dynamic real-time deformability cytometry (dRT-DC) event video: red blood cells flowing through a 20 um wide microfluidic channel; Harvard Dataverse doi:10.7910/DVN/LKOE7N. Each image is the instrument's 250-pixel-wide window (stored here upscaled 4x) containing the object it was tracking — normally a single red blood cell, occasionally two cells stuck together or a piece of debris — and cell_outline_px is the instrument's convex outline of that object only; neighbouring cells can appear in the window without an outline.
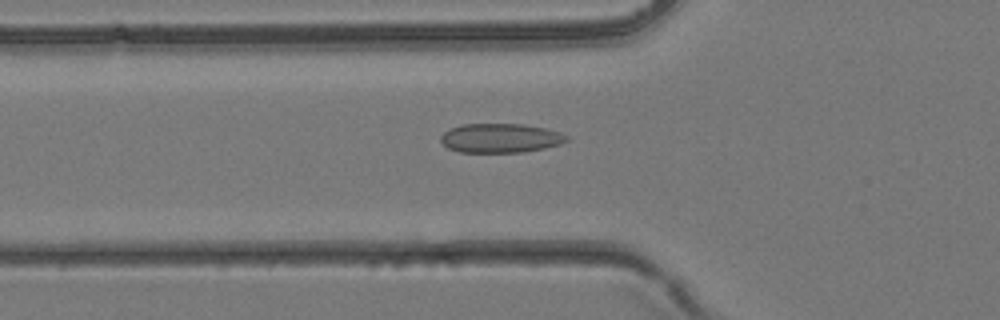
{"species": "common noctule bat (a hibernating species)", "species_latin": "Nyctalus noctula", "temperature_condition": "room temperature", "stored_images_in_passage": 35, "camera_frame_rate_fps": 3000, "um_per_image_px": 0.085, "animal": {"sex": "female", "body_mass_g": 24.6, "forearm_length_mm": 56.2}, "frame": {"image": 1, "passage_image": 10, "time_ms": 3.0, "image_size_px": [1000, 320], "cell_outline_px": [[568, 140], [560, 144], [544, 148], [524, 152], [460, 152], [448, 148], [440, 140], [440, 136], [444, 132], [460, 124], [520, 124], [544, 128], [560, 132], [568, 136]], "centroid_in_image_um": [42.53, 11.74], "position_along_channel_um": 83.3, "area_um2": 21.33}}
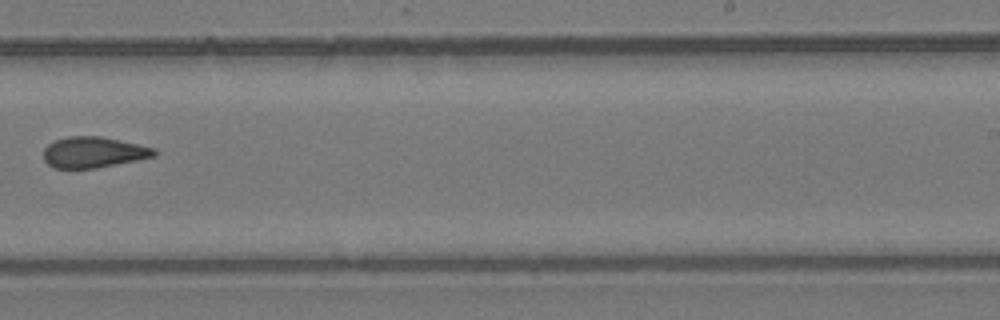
{"frame": {"image": 2, "passage_image": 21, "time_ms": 6.667, "image_size_px": [1000, 320], "cell_outline_px": [[156, 156], [96, 168], [52, 168], [44, 160], [44, 148], [48, 144], [56, 140], [68, 136], [100, 136], [120, 140], [156, 148]], "centroid_in_image_um": [7.94, 12.94], "position_along_channel_um": 281.1, "area_um2": 19.88}}
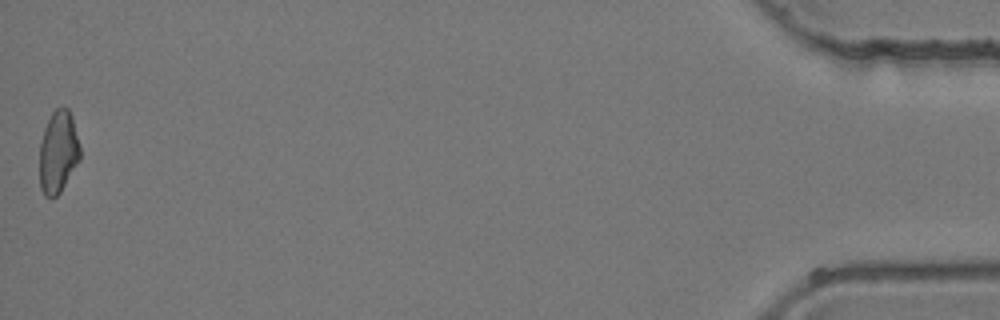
{"frame": {"image": 3, "passage_image": 35, "time_ms": 11.333, "image_size_px": [1000, 320], "cell_outline_px": [[80, 160], [60, 192], [52, 200], [44, 196], [40, 188], [40, 144], [44, 128], [52, 112], [56, 108], [64, 104], [68, 108], [72, 116], [80, 148]], "centroid_in_image_um": [4.94, 12.92], "position_along_channel_um": 430.3, "area_um2": 19.65}}